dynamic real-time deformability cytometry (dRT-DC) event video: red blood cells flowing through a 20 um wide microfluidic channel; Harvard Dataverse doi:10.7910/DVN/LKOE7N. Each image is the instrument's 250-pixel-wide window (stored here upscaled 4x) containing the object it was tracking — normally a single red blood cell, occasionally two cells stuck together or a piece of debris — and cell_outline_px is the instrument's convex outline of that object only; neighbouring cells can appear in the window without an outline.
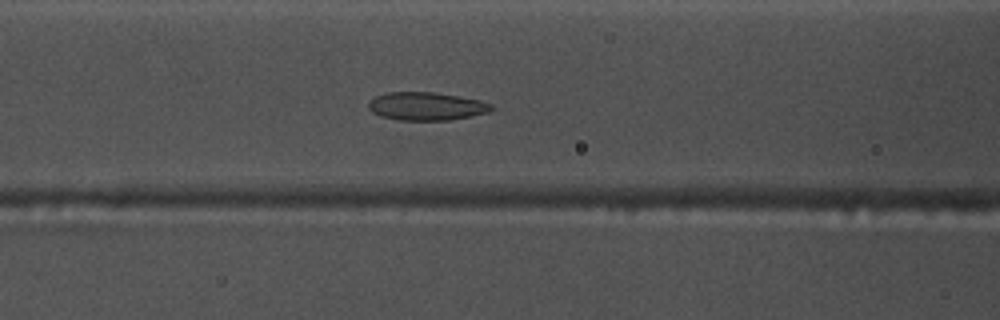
{"species": "common noctule bat (a hibernating species)", "species_latin": "Nyctalus noctula", "temperature_condition": "warm", "stored_images_in_passage": 41, "camera_frame_rate_fps": 3000, "um_per_image_px": 0.085, "animal": {"sex": "male", "body_mass_g": 17.5, "forearm_length_mm": 52.3}, "frame": {"image": 1, "passage_image": 8, "time_ms": 2.333, "image_size_px": [1000, 320], "cell_outline_px": [[492, 108], [488, 112], [448, 120], [400, 120], [380, 116], [372, 112], [368, 108], [368, 104], [376, 96], [388, 92], [432, 92], [480, 100], [492, 104]], "centroid_in_image_um": [36.2, 9.03], "position_along_channel_um": 130.4, "area_um2": 19.83}}
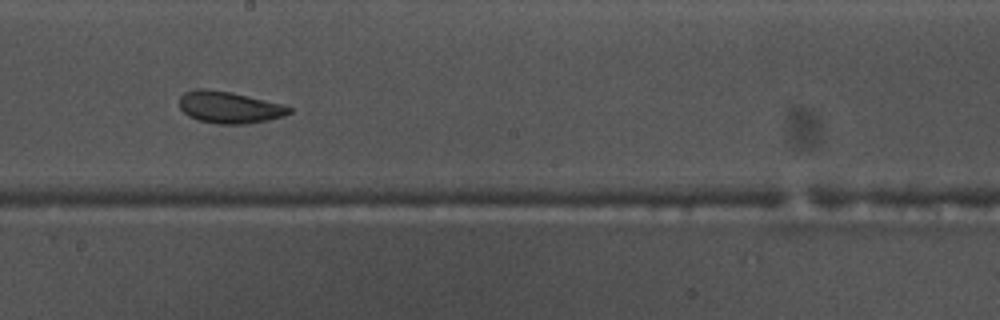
{"frame": {"image": 2, "passage_image": 16, "time_ms": 5.0, "image_size_px": [1000, 320], "cell_outline_px": [[292, 112], [284, 116], [268, 120], [248, 124], [216, 124], [200, 120], [188, 116], [180, 108], [180, 96], [184, 92], [196, 88], [204, 88], [232, 92], [284, 104], [292, 108]], "centroid_in_image_um": [19.51, 9.12], "position_along_channel_um": 228.7, "area_um2": 20.58}}
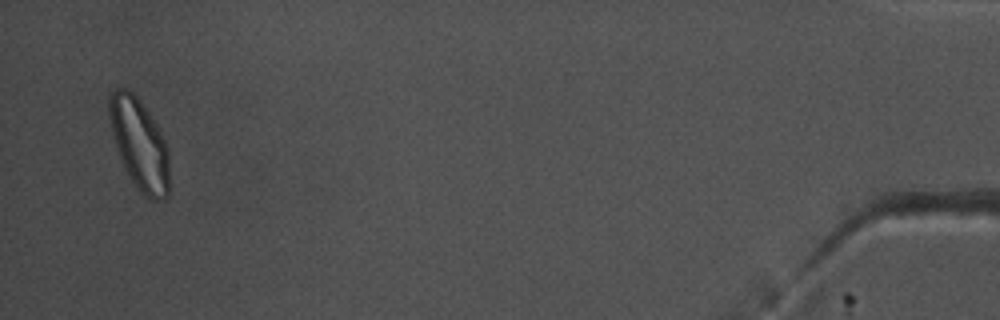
{"frame": {"image": 3, "passage_image": 39, "time_ms": 12.667, "image_size_px": [1000, 320], "cell_outline_px": [[168, 196], [164, 200], [152, 200], [140, 192], [124, 168], [116, 148], [108, 116], [108, 96], [116, 88], [128, 88], [136, 96], [148, 112], [156, 124], [168, 148]], "centroid_in_image_um": [11.83, 12.24], "position_along_channel_um": 423.4, "area_um2": 31.73}, "authors_computed_cell_mechanics": {"area_um2": 21.097, "velocity_mm_per_s": 3.7097, "shape_relaxation_time_tau1_ms": 8.4546, "shape_relaxation_time_tau2_ms": 1.8688, "deformation_change_tau1": 0.1628, "deformation_change_tau2": 0.0688}}